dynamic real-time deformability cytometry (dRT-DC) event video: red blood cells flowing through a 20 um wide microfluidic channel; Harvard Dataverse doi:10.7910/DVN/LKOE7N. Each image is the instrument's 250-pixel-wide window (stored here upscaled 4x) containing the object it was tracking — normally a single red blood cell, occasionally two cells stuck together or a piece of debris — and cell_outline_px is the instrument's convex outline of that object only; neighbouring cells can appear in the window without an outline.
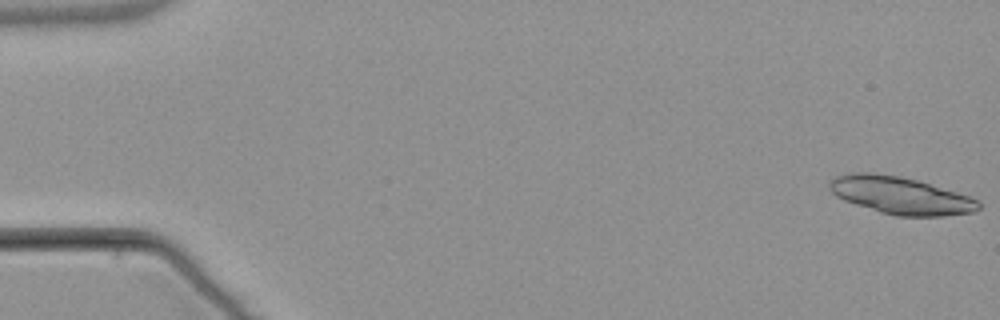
{"species": "common noctule bat (a hibernating species)", "species_latin": "Nyctalus noctula", "temperature_condition": "warm", "stored_images_in_passage": 21, "camera_frame_rate_fps": 3000, "um_per_image_px": 0.085, "animal": {"sex": "male", "body_mass_g": 21.5, "forearm_length_mm": 52.0}, "frame": {"image": 1, "passage_image": 1, "time_ms": 0.0, "image_size_px": [1000, 320], "cell_outline_px": [[980, 208], [972, 212], [944, 216], [896, 216], [880, 212], [844, 200], [836, 196], [828, 188], [828, 180], [832, 176], [852, 172], [872, 172], [900, 176], [916, 180], [956, 192], [968, 196], [976, 200], [980, 204]], "centroid_in_image_um": [76.46, 16.6], "position_along_channel_um": 8.5, "area_um2": 32.43}}